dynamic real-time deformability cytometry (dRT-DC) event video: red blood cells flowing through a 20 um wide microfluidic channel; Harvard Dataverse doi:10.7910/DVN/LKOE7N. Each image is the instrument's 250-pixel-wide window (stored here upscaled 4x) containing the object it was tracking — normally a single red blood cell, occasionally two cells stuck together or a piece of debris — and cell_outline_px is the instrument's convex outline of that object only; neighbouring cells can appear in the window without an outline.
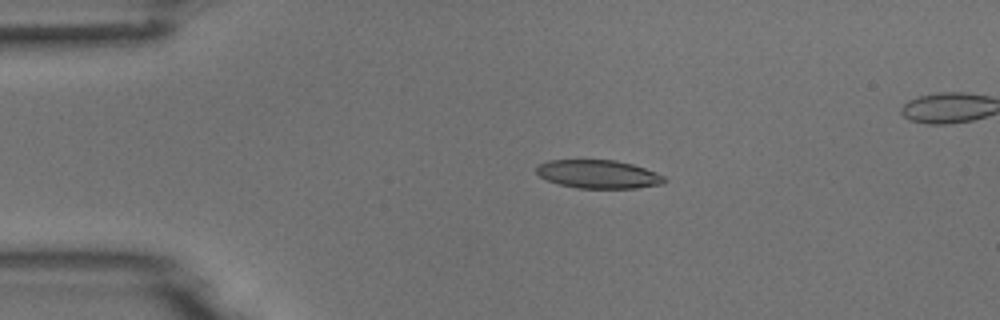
{"species": "common noctule bat (a hibernating species)", "species_latin": "Nyctalus noctula", "temperature_condition": "room temperature", "stored_images_in_passage": 4, "segment_of_instrument_passage": [1, 2], "camera_frame_rate_fps": 3000, "um_per_image_px": 0.085, "animal": {"sex": "male", "body_mass_g": 18.8}, "frame": {"image": 1, "passage_image": 2, "time_ms": 0.333, "image_size_px": [1000, 320], "cell_outline_px": [[668, 180], [664, 184], [636, 188], [576, 188], [560, 184], [548, 180], [540, 176], [536, 172], [536, 168], [540, 164], [548, 160], [616, 160], [632, 164], [656, 172], [664, 176]], "centroid_in_image_um": [50.9, 14.81], "position_along_channel_um": 34.1, "area_um2": 21.15}}